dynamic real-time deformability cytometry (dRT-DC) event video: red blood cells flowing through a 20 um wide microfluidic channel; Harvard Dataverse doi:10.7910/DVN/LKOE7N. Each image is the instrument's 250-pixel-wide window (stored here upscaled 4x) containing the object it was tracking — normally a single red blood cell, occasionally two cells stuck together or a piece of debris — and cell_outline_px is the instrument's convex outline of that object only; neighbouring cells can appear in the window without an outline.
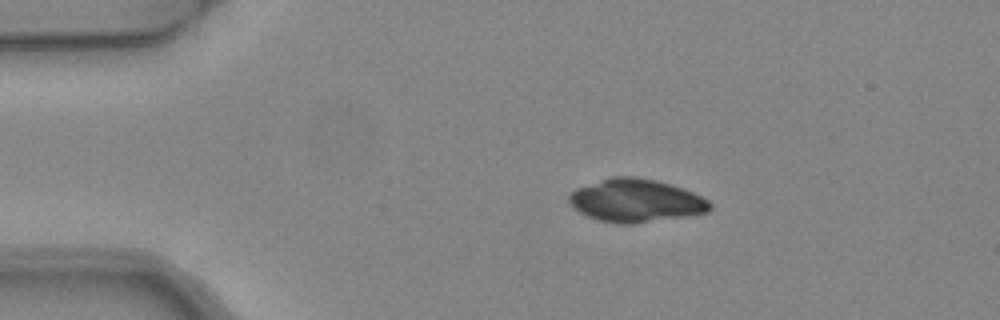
{"species": "common noctule bat (a hibernating species)", "species_latin": "Nyctalus noctula", "temperature_condition": "warm", "stored_images_in_passage": 3, "camera_frame_rate_fps": 3000, "um_per_image_px": 0.085, "animal": {"sex": "female", "body_mass_g": 24.6, "forearm_length_mm": 56.2}, "frame": {"image": 1, "passage_image": 1, "time_ms": 0.0, "image_size_px": [1000, 320], "cell_outline_px": [[712, 208], [708, 212], [636, 224], [620, 224], [600, 220], [588, 216], [580, 212], [568, 200], [568, 196], [576, 188], [612, 176], [632, 176], [656, 180], [692, 192], [708, 200], [712, 204]], "centroid_in_image_um": [54.05, 17.05], "position_along_channel_um": 31.0, "area_um2": 34.97}}